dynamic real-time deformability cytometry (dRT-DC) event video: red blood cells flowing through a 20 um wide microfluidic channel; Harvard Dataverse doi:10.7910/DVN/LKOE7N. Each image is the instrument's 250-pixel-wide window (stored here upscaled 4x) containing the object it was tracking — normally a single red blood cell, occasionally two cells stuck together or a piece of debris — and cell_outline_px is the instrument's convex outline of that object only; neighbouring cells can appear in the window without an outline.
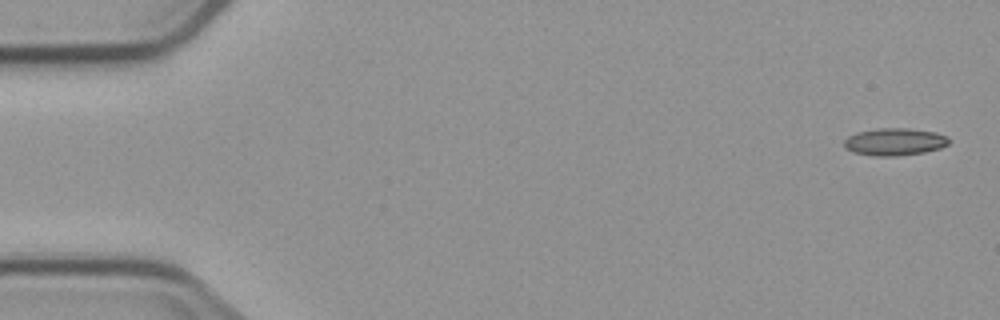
{"species": "common noctule bat (a hibernating species)", "species_latin": "Nyctalus noctula", "temperature_condition": "cold", "stored_images_in_passage": 5, "camera_frame_rate_fps": 3000, "um_per_image_px": 0.085, "animal": {"sex": "male", "body_mass_g": 23.1, "forearm_length_mm": 52.7}, "frame": {"image": 1, "passage_image": 1, "time_ms": 0.0, "image_size_px": [1000, 320], "cell_outline_px": [[948, 144], [940, 148], [924, 152], [896, 156], [876, 156], [852, 152], [844, 148], [844, 140], [848, 136], [856, 132], [880, 128], [908, 128], [936, 132], [948, 136]], "centroid_in_image_um": [76.02, 12.05], "position_along_channel_um": 9.0, "area_um2": 16.76}}
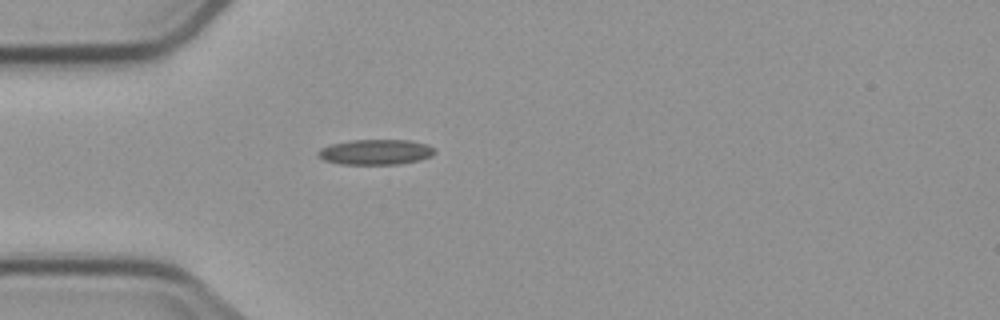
{"frame": {"image": 2, "passage_image": 5, "time_ms": 4.667, "image_size_px": [1000, 320], "cell_outline_px": [[436, 152], [432, 156], [420, 160], [400, 164], [340, 164], [324, 160], [316, 152], [320, 148], [332, 144], [352, 140], [408, 140], [424, 144], [432, 148]], "centroid_in_image_um": [31.92, 12.93], "position_along_channel_um": 53.1, "area_um2": 17.05}}